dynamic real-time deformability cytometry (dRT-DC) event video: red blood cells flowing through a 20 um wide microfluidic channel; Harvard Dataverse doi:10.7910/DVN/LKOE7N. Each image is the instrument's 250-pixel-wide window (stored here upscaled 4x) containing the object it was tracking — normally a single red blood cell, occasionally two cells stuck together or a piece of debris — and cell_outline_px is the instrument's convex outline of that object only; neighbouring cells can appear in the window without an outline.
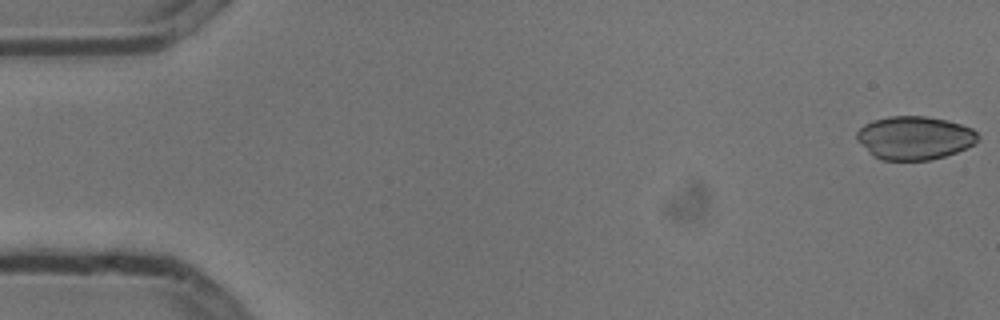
{"species": "common noctule bat (a hibernating species)", "species_latin": "Nyctalus noctula", "temperature_condition": "cold", "stored_images_in_passage": 7, "camera_frame_rate_fps": 3000, "um_per_image_px": 0.085, "animal": {"sex": "male", "body_mass_g": 13.3}, "frame": {"image": 1, "passage_image": 1, "time_ms": 0.0, "image_size_px": [1000, 320], "cell_outline_px": [[980, 140], [976, 144], [956, 152], [944, 156], [928, 160], [880, 160], [872, 156], [856, 140], [856, 132], [864, 124], [872, 120], [888, 116], [928, 116], [948, 120], [972, 128], [980, 136]], "centroid_in_image_um": [77.73, 11.71], "position_along_channel_um": 7.3, "area_um2": 31.04}}
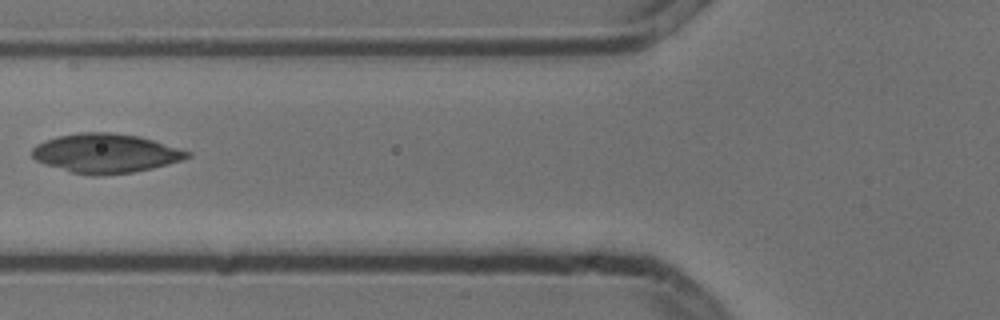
{"frame": {"image": 2, "passage_image": 6, "time_ms": 1.667, "image_size_px": [1000, 320], "cell_outline_px": [[192, 156], [180, 160], [152, 168], [132, 172], [96, 176], [92, 176], [72, 172], [36, 160], [32, 156], [32, 148], [36, 144], [56, 136], [80, 132], [112, 132], [140, 136], [192, 152]], "centroid_in_image_um": [8.98, 13.02], "position_along_channel_um": 116.8, "area_um2": 35.26}}
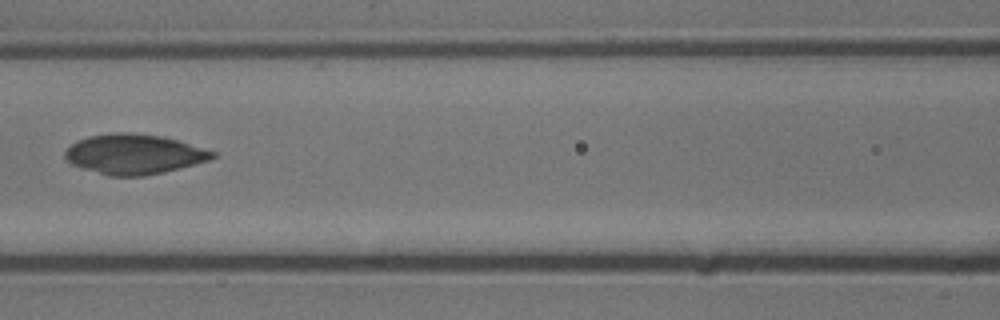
{"frame": {"image": 3, "passage_image": 7, "time_ms": 2.0, "image_size_px": [1000, 320], "cell_outline_px": [[216, 156], [208, 160], [180, 168], [164, 172], [144, 176], [108, 176], [72, 164], [64, 156], [64, 152], [76, 140], [88, 136], [112, 132], [132, 132], [164, 136], [216, 152]], "centroid_in_image_um": [11.38, 13.09], "position_along_channel_um": 155.2, "area_um2": 34.33}}